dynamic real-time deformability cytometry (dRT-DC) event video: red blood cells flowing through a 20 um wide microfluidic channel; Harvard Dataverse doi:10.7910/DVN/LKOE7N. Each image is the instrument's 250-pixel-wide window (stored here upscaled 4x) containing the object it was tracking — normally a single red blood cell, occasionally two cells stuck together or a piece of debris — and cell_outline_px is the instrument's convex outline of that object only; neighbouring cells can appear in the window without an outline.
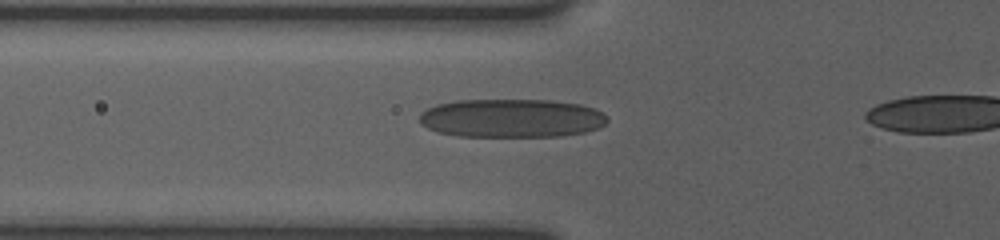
{"species": "human", "species_latin": "Homo sapiens", "temperature_condition": "room temperature", "stored_images_in_passage": 4, "camera_frame_rate_fps": 3000, "um_per_image_px": 0.085, "donor": {"sex": "female"}, "frame": {"image": 1, "passage_image": 2, "time_ms": 0.333, "image_size_px": [1000, 240], "cell_outline_px": [[608, 120], [604, 124], [596, 128], [584, 132], [560, 136], [460, 136], [440, 132], [428, 128], [420, 124], [420, 112], [436, 104], [456, 100], [552, 100], [580, 104], [596, 108], [608, 116]], "centroid_in_image_um": [43.49, 10.03], "position_along_channel_um": 82.3, "area_um2": 42.31}}
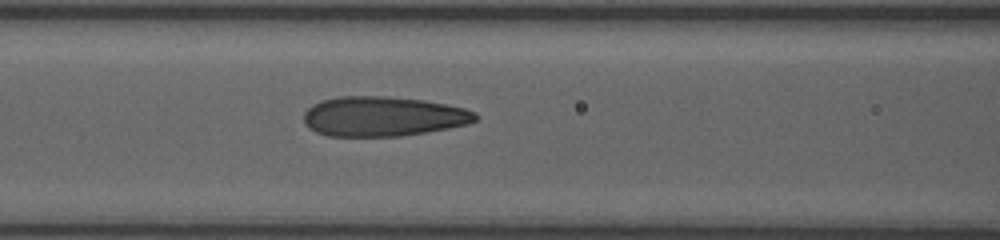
{"frame": {"image": 2, "passage_image": 4, "time_ms": 1.667, "image_size_px": [1000, 240], "cell_outline_px": [[476, 120], [468, 124], [448, 128], [400, 136], [328, 136], [316, 132], [308, 128], [304, 124], [304, 112], [312, 104], [320, 100], [340, 96], [384, 96], [424, 100], [448, 104], [464, 108], [476, 112]], "centroid_in_image_um": [32.52, 9.89], "position_along_channel_um": 134.1, "area_um2": 39.94}}